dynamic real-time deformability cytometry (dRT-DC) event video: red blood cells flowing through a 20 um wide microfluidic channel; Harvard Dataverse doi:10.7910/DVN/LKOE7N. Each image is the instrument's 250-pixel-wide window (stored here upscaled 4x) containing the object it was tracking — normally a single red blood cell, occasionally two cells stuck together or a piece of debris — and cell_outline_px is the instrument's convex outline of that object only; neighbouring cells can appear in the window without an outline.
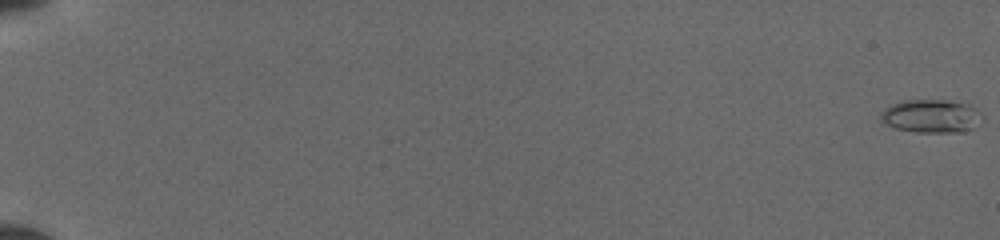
{"species": "common noctule bat (a hibernating species)", "species_latin": "Nyctalus noctula", "temperature_condition": "cold", "stored_images_in_passage": 9, "camera_frame_rate_fps": 3000, "um_per_image_px": 0.085, "animal": {"sex": "female", "body_mass_g": 19.5, "forearm_length_mm": 54.1}, "frame": {"image": 1, "passage_image": 1, "time_ms": 0.0, "image_size_px": [1000, 240], "cell_outline_px": [[984, 120], [972, 128], [964, 132], [916, 132], [896, 128], [880, 120], [880, 116], [884, 108], [900, 100], [948, 100], [968, 104], [976, 108], [984, 116]], "centroid_in_image_um": [79.2, 9.86], "position_along_channel_um": 5.8, "area_um2": 19.88}}
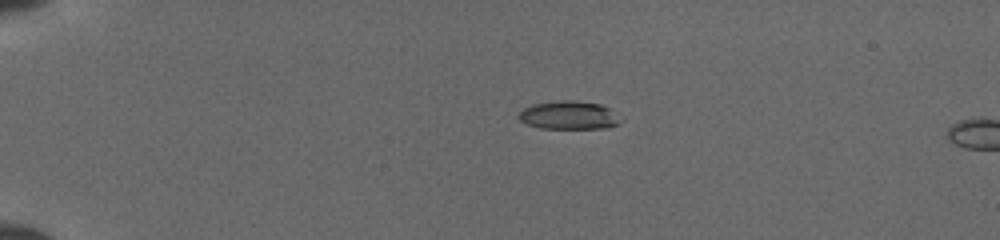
{"frame": {"image": 2, "passage_image": 7, "time_ms": 4.333, "image_size_px": [1000, 240], "cell_outline_px": [[624, 120], [620, 124], [608, 128], [540, 128], [528, 124], [520, 120], [516, 116], [524, 108], [532, 104], [560, 100], [572, 100], [600, 104], [624, 116]], "centroid_in_image_um": [48.43, 9.8], "position_along_channel_um": 36.6, "area_um2": 17.11}}